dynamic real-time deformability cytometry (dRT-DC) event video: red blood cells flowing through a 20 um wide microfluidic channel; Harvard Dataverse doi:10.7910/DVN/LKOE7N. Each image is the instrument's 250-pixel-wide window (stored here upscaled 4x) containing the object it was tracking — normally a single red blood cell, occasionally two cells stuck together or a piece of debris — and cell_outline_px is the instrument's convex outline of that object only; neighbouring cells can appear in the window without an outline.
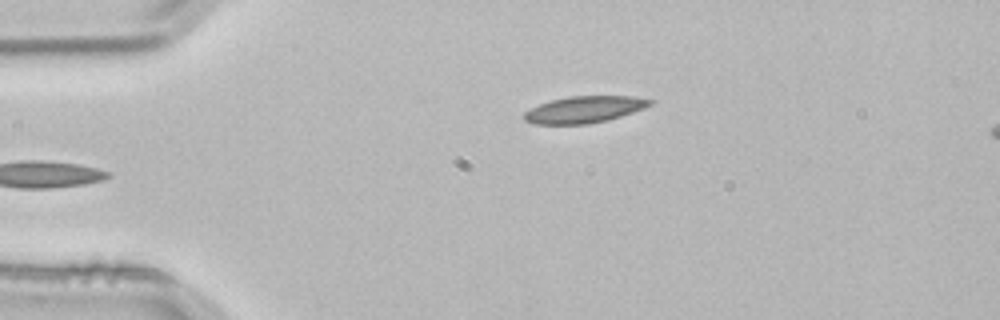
{"species": "common noctule bat (a hibernating species)", "species_latin": "Nyctalus noctula", "temperature_condition": "room temperature", "stored_images_in_passage": 3, "camera_frame_rate_fps": 3000, "um_per_image_px": 0.085, "animal": {"sex": "male", "body_mass_g": 21.5, "forearm_length_mm": 52.0}, "frame": {"image": 1, "passage_image": 3, "time_ms": 0.667, "image_size_px": [1000, 320], "cell_outline_px": [[652, 104], [644, 108], [608, 120], [588, 124], [536, 124], [524, 120], [524, 112], [540, 104], [552, 100], [568, 96], [632, 96], [652, 100]], "centroid_in_image_um": [49.66, 9.31], "position_along_channel_um": 35.3, "area_um2": 19.36}}